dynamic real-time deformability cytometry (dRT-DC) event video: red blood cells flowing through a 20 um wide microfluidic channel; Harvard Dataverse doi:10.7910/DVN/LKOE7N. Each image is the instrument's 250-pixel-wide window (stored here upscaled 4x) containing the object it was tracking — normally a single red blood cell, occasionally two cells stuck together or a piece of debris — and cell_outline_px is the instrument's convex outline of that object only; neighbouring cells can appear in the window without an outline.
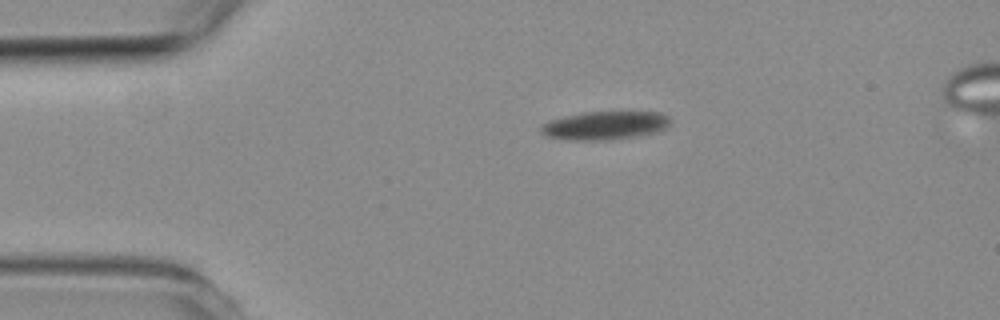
{"species": "common noctule bat (a hibernating species)", "species_latin": "Nyctalus noctula", "temperature_condition": "room temperature", "stored_images_in_passage": 5, "camera_frame_rate_fps": 3000, "um_per_image_px": 0.085, "animal": {"sex": "female", "body_mass_g": 19.3, "forearm_length_mm": 54.1}, "frame": {"image": 1, "passage_image": 1, "time_ms": 0.0, "image_size_px": [1000, 320], "cell_outline_px": [[672, 120], [664, 128], [656, 132], [636, 136], [612, 140], [568, 140], [544, 136], [540, 132], [540, 124], [548, 120], [584, 112], [660, 112], [668, 116]], "centroid_in_image_um": [51.37, 10.67], "position_along_channel_um": 33.6, "area_um2": 21.56}}
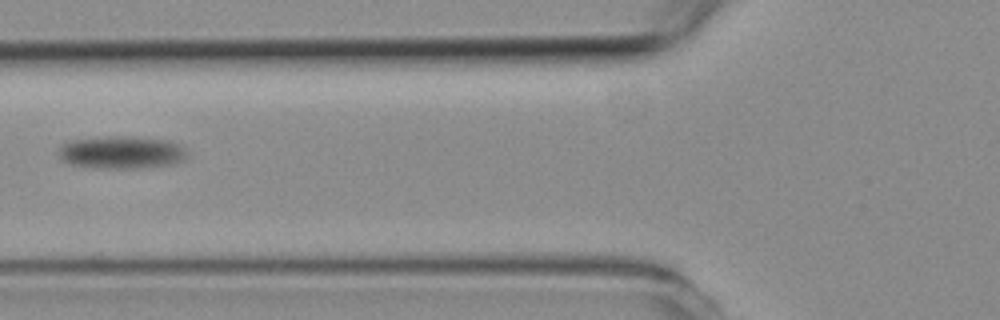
{"frame": {"image": 2, "passage_image": 4, "time_ms": 3.667, "image_size_px": [1000, 320], "cell_outline_px": [[188, 156], [184, 160], [172, 164], [148, 168], [96, 168], [68, 164], [60, 160], [56, 152], [64, 144], [76, 140], [120, 136], [124, 136], [164, 140], [176, 144], [184, 148], [188, 152]], "centroid_in_image_um": [10.33, 12.99], "position_along_channel_um": 115.5, "area_um2": 24.33}}
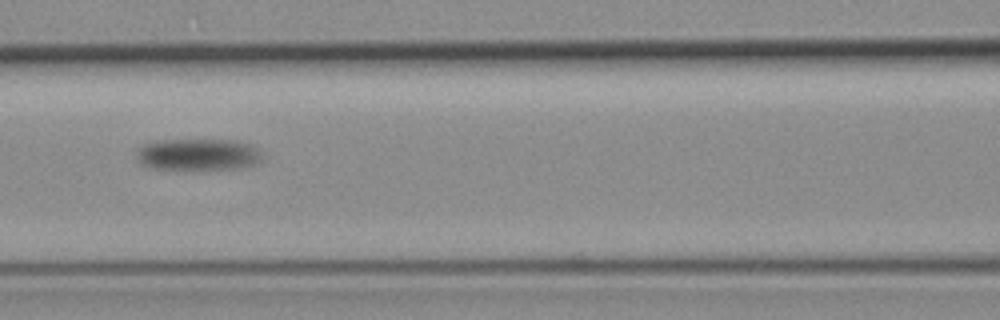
{"frame": {"image": 3, "passage_image": 5, "time_ms": 4.667, "image_size_px": [1000, 320], "cell_outline_px": [[260, 160], [256, 164], [244, 168], [152, 168], [144, 164], [136, 156], [136, 152], [144, 144], [160, 140], [228, 140], [248, 144], [260, 156]], "centroid_in_image_um": [16.79, 13.12], "position_along_channel_um": 149.8, "area_um2": 22.31}}